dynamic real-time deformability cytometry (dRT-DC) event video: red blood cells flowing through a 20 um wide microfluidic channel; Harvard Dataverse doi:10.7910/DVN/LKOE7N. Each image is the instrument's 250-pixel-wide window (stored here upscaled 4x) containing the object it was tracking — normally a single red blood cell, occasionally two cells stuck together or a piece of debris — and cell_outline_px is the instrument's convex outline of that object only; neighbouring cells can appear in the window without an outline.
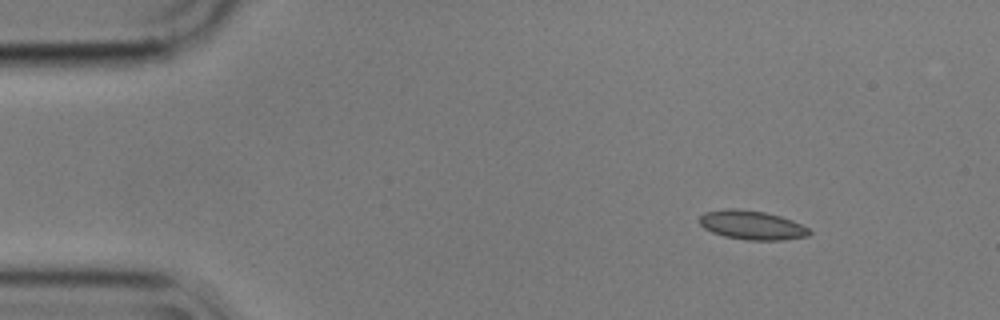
{"species": "common noctule bat (a hibernating species)", "species_latin": "Nyctalus noctula", "temperature_condition": "cold", "stored_images_in_passage": 50, "camera_frame_rate_fps": 3000, "um_per_image_px": 0.085, "animal": {"sex": "male", "body_mass_g": 17.9}, "frame": {"image": 1, "passage_image": 1, "time_ms": 0.0, "image_size_px": [1000, 320], "cell_outline_px": [[812, 232], [808, 236], [784, 240], [744, 240], [724, 236], [712, 232], [704, 228], [700, 224], [700, 216], [704, 212], [728, 208], [736, 208], [764, 212], [780, 216], [792, 220], [808, 228]], "centroid_in_image_um": [63.91, 19.14], "position_along_channel_um": 21.1, "area_um2": 18.61}}
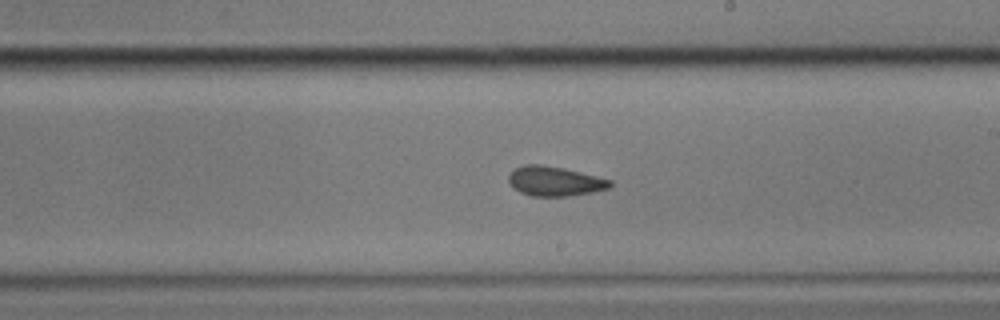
{"frame": {"image": 2, "passage_image": 26, "time_ms": 8.333, "image_size_px": [1000, 320], "cell_outline_px": [[612, 188], [592, 192], [568, 196], [532, 196], [520, 192], [512, 188], [508, 180], [508, 176], [516, 168], [524, 164], [540, 164], [564, 168], [612, 180]], "centroid_in_image_um": [47.16, 15.4], "position_along_channel_um": 241.8, "area_um2": 17.57}}
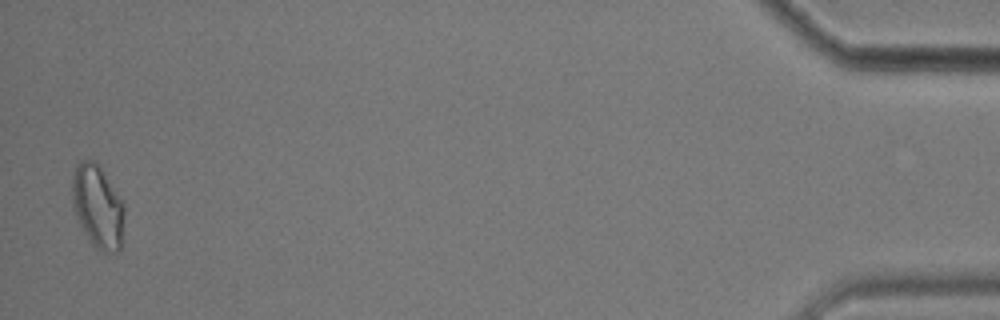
{"frame": {"image": 3, "passage_image": 49, "time_ms": 16.0, "image_size_px": [1000, 320], "cell_outline_px": [[124, 216], [120, 252], [112, 252], [96, 248], [84, 232], [76, 216], [72, 200], [72, 176], [76, 164], [80, 160], [92, 160], [104, 172], [120, 200], [124, 208]], "centroid_in_image_um": [8.28, 17.55], "position_along_channel_um": 426.9, "area_um2": 24.74}, "authors_computed_cell_mechanics": {"area_um2": 18.1492, "velocity_mm_per_s": 3.5645, "shape_relaxation_time_tau1_ms": null, "shape_relaxation_time_tau2_ms": 2.2055, "deformation_change_tau1": null, "deformation_change_tau2": 0.0791}}